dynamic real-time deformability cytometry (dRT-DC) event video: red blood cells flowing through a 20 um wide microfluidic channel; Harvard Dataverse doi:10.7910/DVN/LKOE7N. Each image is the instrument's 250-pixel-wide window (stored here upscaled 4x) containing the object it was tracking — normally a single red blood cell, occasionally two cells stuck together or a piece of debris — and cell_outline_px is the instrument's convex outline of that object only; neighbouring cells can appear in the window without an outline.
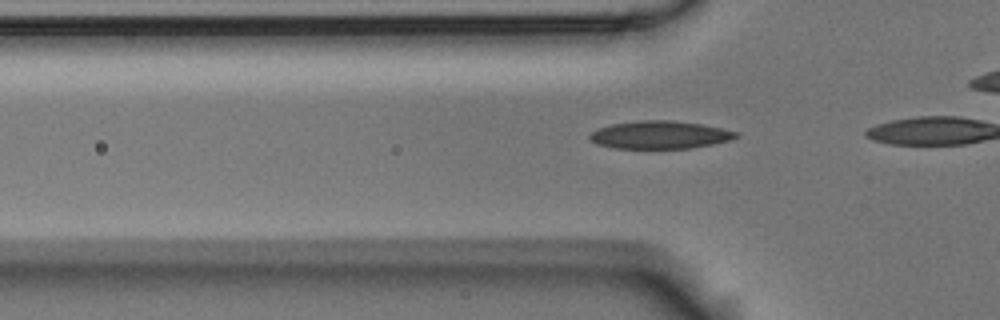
{"species": "Egyptian fruit bat (a non-hibernating species)", "species_latin": "Rousettus aegyptiacus", "temperature_condition": "room temperature", "stored_images_in_passage": 7, "camera_frame_rate_fps": 3000, "um_per_image_px": 0.085, "animal": {"sex": "male"}, "frame": {"image": 1, "passage_image": 2, "time_ms": 0.333, "image_size_px": [1000, 320], "cell_outline_px": [[740, 136], [728, 140], [712, 144], [692, 148], [612, 148], [596, 144], [588, 136], [592, 132], [600, 128], [612, 124], [644, 120], [672, 120], [700, 124], [720, 128], [736, 132]], "centroid_in_image_um": [56.07, 11.47], "position_along_channel_um": 69.7, "area_um2": 23.41}}
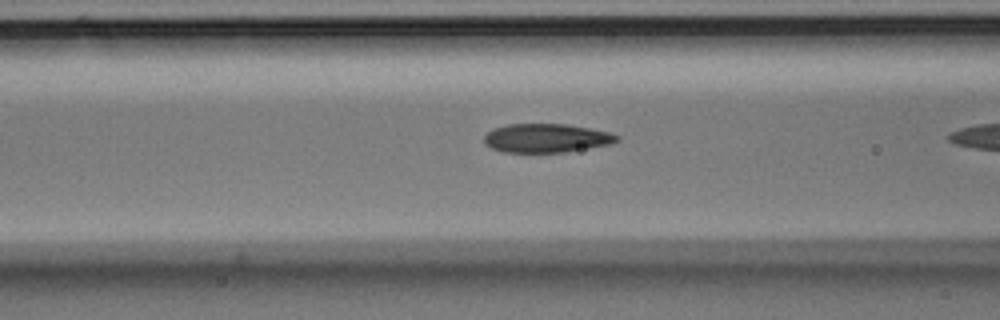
{"frame": {"image": 2, "passage_image": 6, "time_ms": 1.667, "image_size_px": [1000, 320], "cell_outline_px": [[620, 140], [612, 144], [568, 152], [504, 152], [492, 148], [484, 144], [484, 136], [492, 128], [508, 124], [568, 124], [608, 132], [620, 136]], "centroid_in_image_um": [46.45, 11.74], "position_along_channel_um": 120.1, "area_um2": 22.43}}